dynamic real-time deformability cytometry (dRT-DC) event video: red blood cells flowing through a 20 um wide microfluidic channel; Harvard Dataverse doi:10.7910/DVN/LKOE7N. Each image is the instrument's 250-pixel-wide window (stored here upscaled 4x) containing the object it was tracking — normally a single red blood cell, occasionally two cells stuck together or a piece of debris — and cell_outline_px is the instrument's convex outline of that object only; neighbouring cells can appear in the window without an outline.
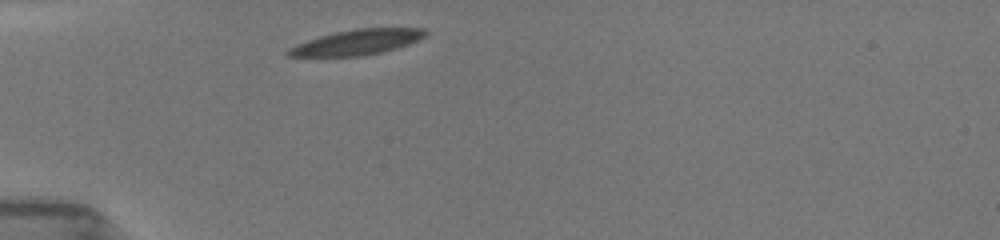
{"species": "common noctule bat (a hibernating species)", "species_latin": "Nyctalus noctula", "temperature_condition": "room temperature", "stored_images_in_passage": 10, "camera_frame_rate_fps": 3000, "um_per_image_px": 0.085, "animal": {"sex": "female", "body_mass_g": 19.5, "forearm_length_mm": 54.1}, "frame": {"image": 1, "passage_image": 1, "time_ms": 0.0, "image_size_px": [1000, 240], "cell_outline_px": [[428, 32], [424, 36], [408, 44], [396, 48], [364, 56], [288, 56], [284, 52], [288, 48], [308, 40], [320, 36], [336, 32], [356, 28], [424, 28]], "centroid_in_image_um": [30.33, 3.58], "position_along_channel_um": 54.7, "area_um2": 19.94}}
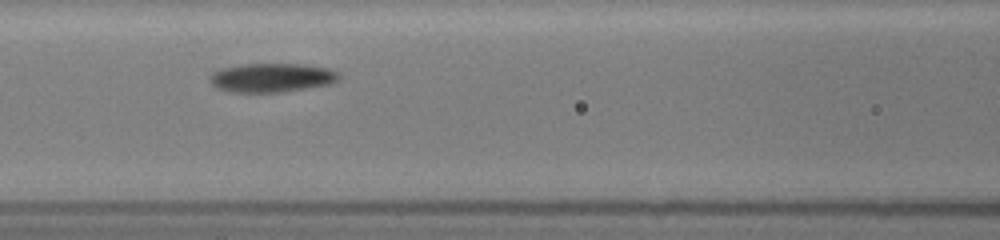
{"frame": {"image": 2, "passage_image": 6, "time_ms": 2.667, "image_size_px": [1000, 240], "cell_outline_px": [[340, 76], [336, 80], [328, 84], [280, 92], [232, 92], [216, 88], [212, 84], [208, 76], [212, 72], [224, 68], [244, 64], [300, 64], [328, 68], [336, 72]], "centroid_in_image_um": [23.04, 6.6], "position_along_channel_um": 143.6, "area_um2": 21.44}}
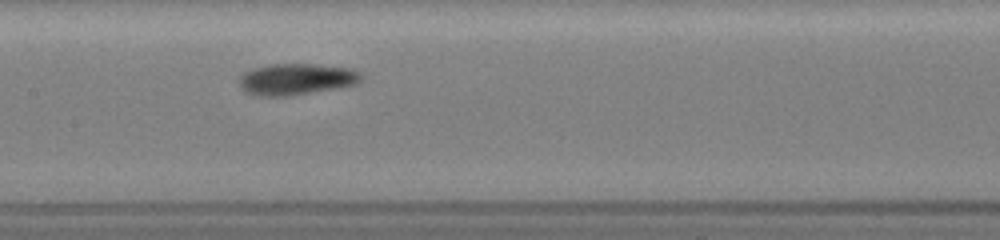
{"frame": {"image": 3, "passage_image": 8, "time_ms": 3.667, "image_size_px": [1000, 240], "cell_outline_px": [[364, 76], [360, 84], [340, 88], [292, 96], [260, 96], [248, 92], [240, 84], [240, 76], [244, 72], [256, 68], [272, 64], [316, 64], [352, 68], [360, 72]], "centroid_in_image_um": [25.31, 6.73], "position_along_channel_um": 182.1, "area_um2": 22.54}}